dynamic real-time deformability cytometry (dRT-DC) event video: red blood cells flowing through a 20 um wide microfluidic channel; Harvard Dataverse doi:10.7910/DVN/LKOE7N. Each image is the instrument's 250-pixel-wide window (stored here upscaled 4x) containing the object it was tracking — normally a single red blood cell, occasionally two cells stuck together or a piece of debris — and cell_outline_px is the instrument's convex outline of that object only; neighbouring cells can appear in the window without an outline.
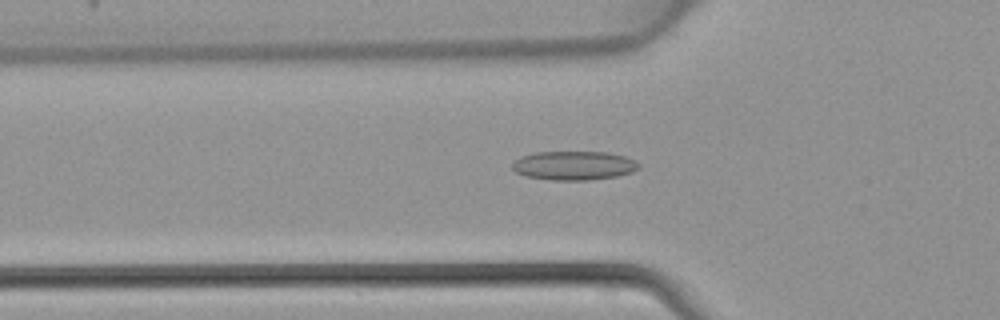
{"species": "common noctule bat (a hibernating species)", "species_latin": "Nyctalus noctula", "temperature_condition": "warm", "stored_images_in_passage": 46, "camera_frame_rate_fps": 3000, "um_per_image_px": 0.085, "animal": {"sex": "female", "body_mass_g": 22.7, "forearm_length_mm": 54.2}, "frame": {"image": 1, "passage_image": 15, "time_ms": 4.667, "image_size_px": [1000, 320], "cell_outline_px": [[640, 168], [632, 172], [616, 176], [588, 180], [552, 180], [524, 176], [516, 172], [512, 168], [512, 164], [520, 156], [536, 152], [608, 152], [624, 156], [636, 160], [640, 164]], "centroid_in_image_um": [48.79, 14.07], "position_along_channel_um": 77.0, "area_um2": 21.44}}
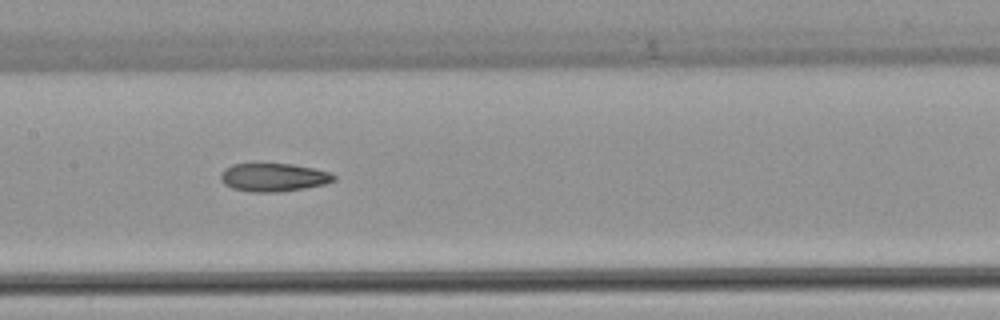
{"frame": {"image": 2, "passage_image": 22, "time_ms": 7.0, "image_size_px": [1000, 320], "cell_outline_px": [[336, 180], [324, 184], [304, 188], [276, 192], [252, 192], [232, 188], [224, 184], [220, 180], [220, 172], [224, 168], [232, 164], [292, 164], [312, 168], [328, 172], [336, 176]], "centroid_in_image_um": [23.21, 15.07], "position_along_channel_um": 184.2, "area_um2": 18.55}}
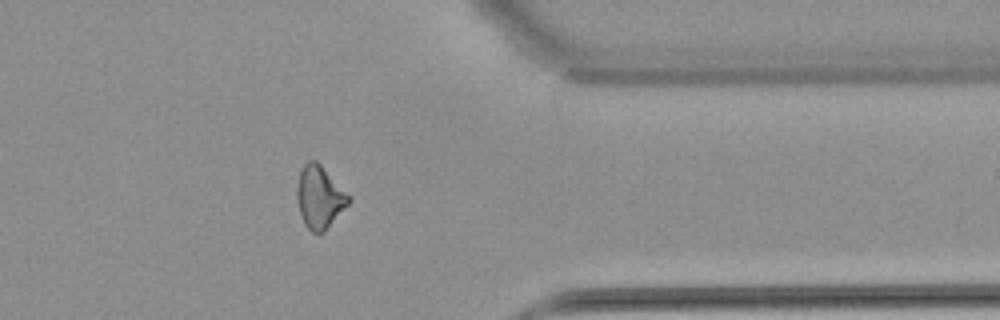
{"frame": {"image": 3, "passage_image": 36, "time_ms": 11.667, "image_size_px": [1000, 320], "cell_outline_px": [[352, 200], [324, 232], [312, 232], [304, 224], [300, 216], [296, 200], [296, 188], [300, 172], [304, 164], [308, 160], [316, 160], [352, 196]], "centroid_in_image_um": [27.17, 16.75], "position_along_channel_um": 384.2, "area_um2": 19.07}}